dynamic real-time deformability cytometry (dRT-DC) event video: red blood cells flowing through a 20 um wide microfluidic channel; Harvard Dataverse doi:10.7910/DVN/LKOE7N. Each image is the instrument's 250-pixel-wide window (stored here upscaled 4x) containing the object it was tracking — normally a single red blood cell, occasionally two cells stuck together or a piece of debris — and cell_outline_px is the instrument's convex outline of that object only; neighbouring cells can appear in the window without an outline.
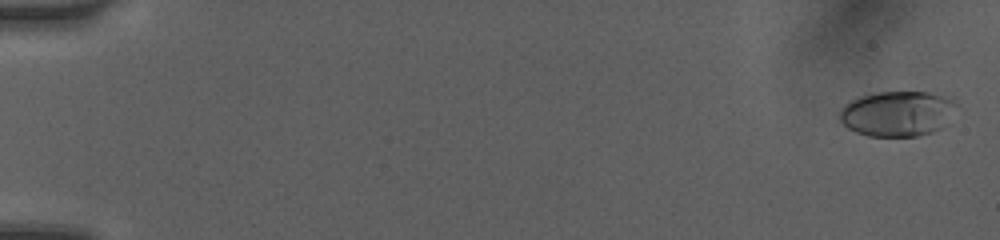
{"species": "human", "species_latin": "Homo sapiens", "temperature_condition": "room temperature", "stored_images_in_passage": 44, "camera_frame_rate_fps": 3000, "um_per_image_px": 0.085, "donor": {"sex": "female"}, "frame": {"image": 1, "passage_image": 3, "time_ms": 0.333, "image_size_px": [1000, 240], "cell_outline_px": [[960, 104], [940, 128], [932, 132], [920, 136], [868, 136], [856, 132], [848, 128], [836, 116], [840, 108], [844, 104], [860, 96], [876, 92], [928, 92], [952, 96]], "centroid_in_image_um": [76.28, 9.64], "position_along_channel_um": 8.7, "area_um2": 31.33}}
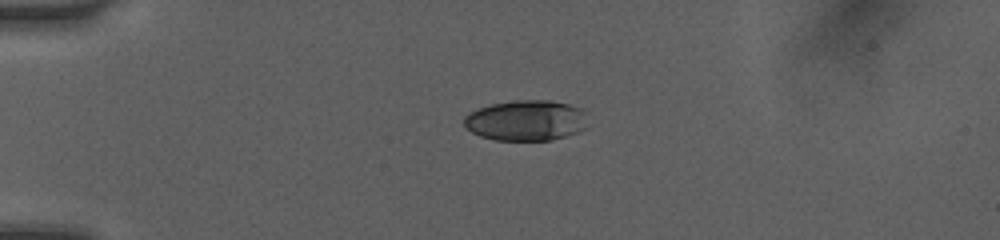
{"frame": {"image": 2, "passage_image": 33, "time_ms": 4.333, "image_size_px": [1000, 240], "cell_outline_px": [[588, 128], [580, 132], [552, 140], [492, 140], [480, 136], [464, 128], [464, 116], [468, 112], [492, 104], [516, 100], [548, 100], [568, 104], [580, 108]], "centroid_in_image_um": [44.69, 10.25], "position_along_channel_um": 40.3, "area_um2": 29.36}}